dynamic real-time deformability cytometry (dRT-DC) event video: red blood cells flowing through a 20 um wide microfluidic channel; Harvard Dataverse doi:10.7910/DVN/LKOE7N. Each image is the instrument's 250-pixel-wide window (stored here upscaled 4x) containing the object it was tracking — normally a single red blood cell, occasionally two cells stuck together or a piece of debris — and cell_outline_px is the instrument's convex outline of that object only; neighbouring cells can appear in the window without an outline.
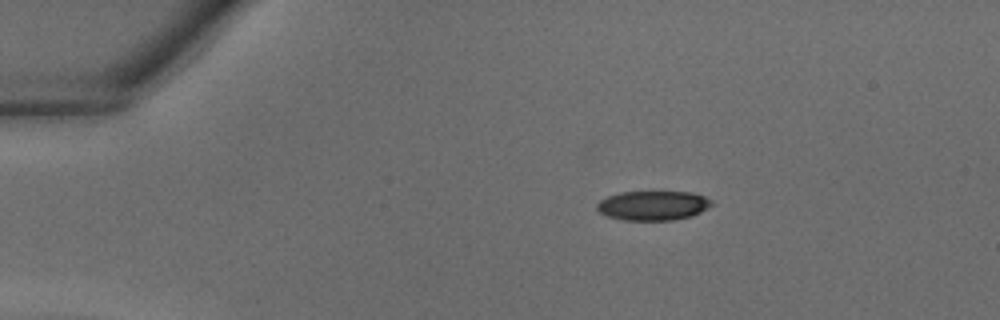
{"species": "common noctule bat (a hibernating species)", "species_latin": "Nyctalus noctula", "temperature_condition": "warm", "stored_images_in_passage": 32, "camera_frame_rate_fps": 3000, "um_per_image_px": 0.085, "animal": {"sex": "male", "body_mass_g": 18.8}, "frame": {"image": 1, "passage_image": 1, "time_ms": 0.0, "image_size_px": [1000, 320], "cell_outline_px": [[712, 204], [708, 208], [692, 216], [672, 220], [624, 220], [608, 216], [600, 212], [596, 208], [596, 204], [600, 200], [608, 196], [620, 192], [692, 192], [704, 196], [712, 200]], "centroid_in_image_um": [55.51, 17.47], "position_along_channel_um": 29.5, "area_um2": 19.65}}
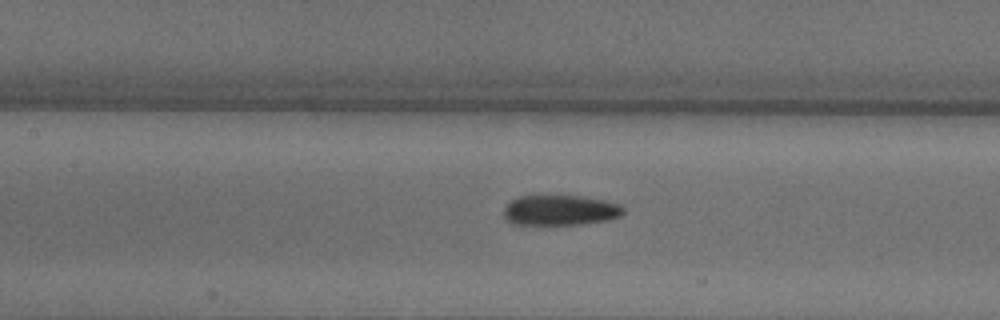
{"frame": {"image": 2, "passage_image": 12, "time_ms": 3.667, "image_size_px": [1000, 320], "cell_outline_px": [[624, 212], [620, 216], [608, 220], [584, 224], [512, 224], [504, 216], [504, 208], [512, 200], [520, 196], [580, 196], [620, 204], [624, 208]], "centroid_in_image_um": [47.63, 17.88], "position_along_channel_um": 159.8, "area_um2": 20.87}}
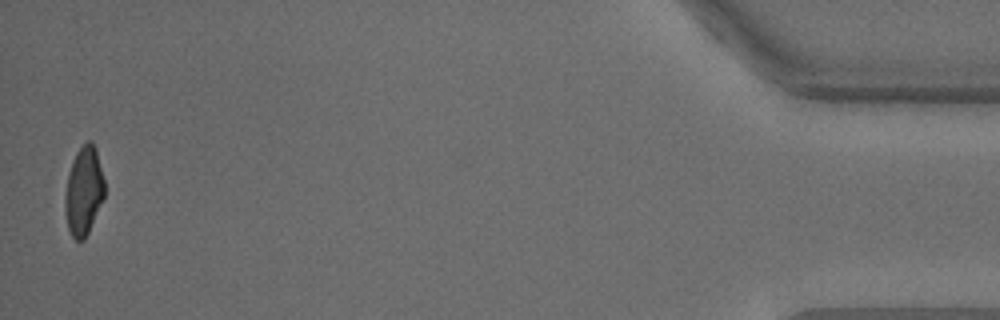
{"frame": {"image": 3, "passage_image": 32, "time_ms": 10.333, "image_size_px": [1000, 320], "cell_outline_px": [[104, 196], [88, 232], [84, 240], [76, 240], [72, 236], [68, 228], [64, 208], [64, 200], [68, 176], [72, 160], [76, 152], [88, 140], [92, 140], [96, 148], [104, 180]], "centroid_in_image_um": [7.11, 16.21], "position_along_channel_um": 428.1, "area_um2": 20.17}}